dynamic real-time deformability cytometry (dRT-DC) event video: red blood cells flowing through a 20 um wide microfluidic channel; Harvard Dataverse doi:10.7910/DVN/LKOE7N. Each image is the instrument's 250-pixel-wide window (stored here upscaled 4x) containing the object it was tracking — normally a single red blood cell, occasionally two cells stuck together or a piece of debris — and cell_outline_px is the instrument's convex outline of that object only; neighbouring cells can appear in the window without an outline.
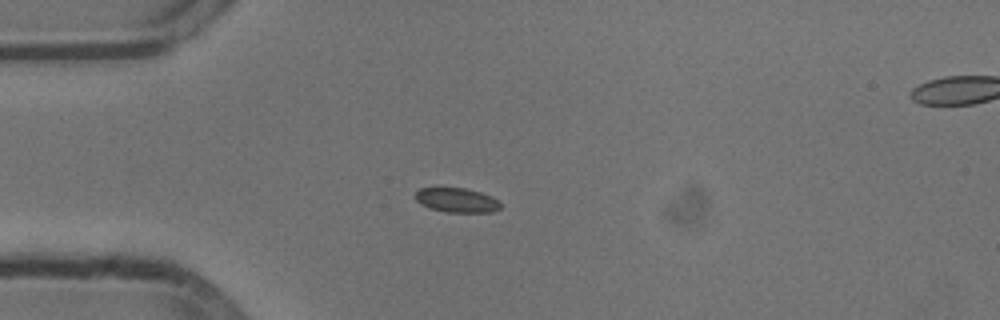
{"species": "common noctule bat (a hibernating species)", "species_latin": "Nyctalus noctula", "temperature_condition": "cold", "stored_images_in_passage": 41, "camera_frame_rate_fps": 3000, "um_per_image_px": 0.085, "animal": {"sex": "male", "body_mass_g": 13.3}, "frame": {"image": 1, "passage_image": 1, "time_ms": 0.0, "image_size_px": [1000, 320], "cell_outline_px": [[500, 208], [492, 212], [444, 212], [420, 204], [416, 200], [416, 192], [420, 188], [464, 188], [480, 192], [492, 196], [500, 204]], "centroid_in_image_um": [38.82, 17.01], "position_along_channel_um": 46.2, "area_um2": 11.96}}
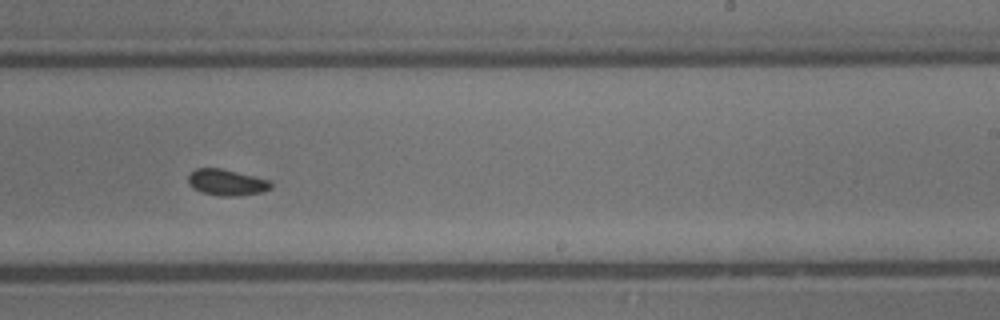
{"frame": {"image": 2, "passage_image": 20, "time_ms": 6.333, "image_size_px": [1000, 320], "cell_outline_px": [[272, 188], [264, 192], [236, 196], [216, 196], [200, 192], [192, 188], [188, 184], [188, 176], [196, 168], [220, 168], [268, 180], [272, 184]], "centroid_in_image_um": [19.23, 15.52], "position_along_channel_um": 269.8, "area_um2": 12.66}}
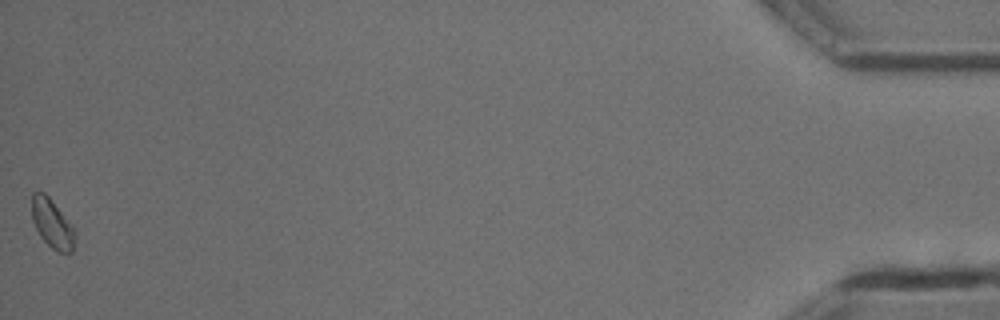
{"frame": {"image": 3, "passage_image": 41, "time_ms": 13.333, "image_size_px": [1000, 320], "cell_outline_px": [[76, 232], [72, 252], [60, 252], [52, 248], [40, 236], [32, 220], [32, 192], [44, 192], [48, 196]], "centroid_in_image_um": [4.41, 19.01], "position_along_channel_um": 430.8, "area_um2": 11.91}, "authors_computed_cell_mechanics": {"area_um2": 12.3692, "velocity_mm_per_s": 3.7796, "shape_relaxation_time_tau1_ms": null, "shape_relaxation_time_tau2_ms": 1.4094, "deformation_change_tau1": null, "deformation_change_tau2": 0.0405}}